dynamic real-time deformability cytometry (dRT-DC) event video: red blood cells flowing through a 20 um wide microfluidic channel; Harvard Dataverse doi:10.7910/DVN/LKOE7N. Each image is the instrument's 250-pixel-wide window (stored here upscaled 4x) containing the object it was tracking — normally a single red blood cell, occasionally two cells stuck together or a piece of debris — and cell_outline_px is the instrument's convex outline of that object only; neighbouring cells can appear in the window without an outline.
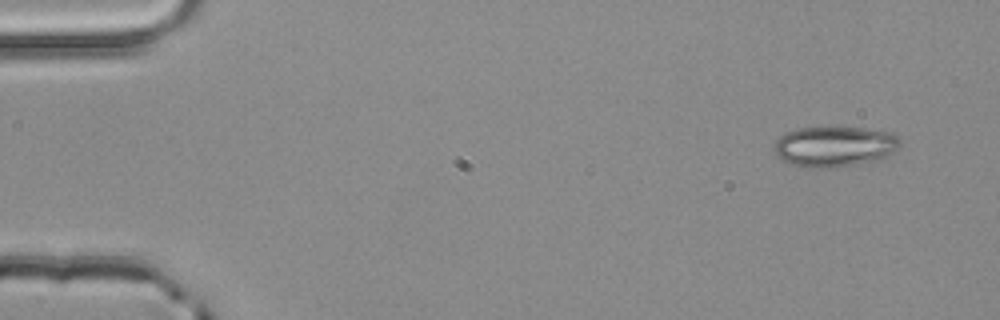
{"species": "common noctule bat (a hibernating species)", "species_latin": "Nyctalus noctula", "temperature_condition": "room temperature", "stored_images_in_passage": 3, "camera_frame_rate_fps": 3000, "um_per_image_px": 0.085, "animal": {"sex": "male", "body_mass_g": 20.4}, "frame": {"image": 1, "passage_image": 1, "time_ms": 0.0, "image_size_px": [1000, 320], "cell_outline_px": [[900, 148], [876, 160], [856, 164], [828, 168], [804, 168], [792, 164], [776, 156], [772, 148], [776, 140], [784, 132], [796, 128], [864, 128], [888, 132], [896, 136], [900, 140]], "centroid_in_image_um": [70.87, 12.46], "position_along_channel_um": 14.1, "area_um2": 29.65}}